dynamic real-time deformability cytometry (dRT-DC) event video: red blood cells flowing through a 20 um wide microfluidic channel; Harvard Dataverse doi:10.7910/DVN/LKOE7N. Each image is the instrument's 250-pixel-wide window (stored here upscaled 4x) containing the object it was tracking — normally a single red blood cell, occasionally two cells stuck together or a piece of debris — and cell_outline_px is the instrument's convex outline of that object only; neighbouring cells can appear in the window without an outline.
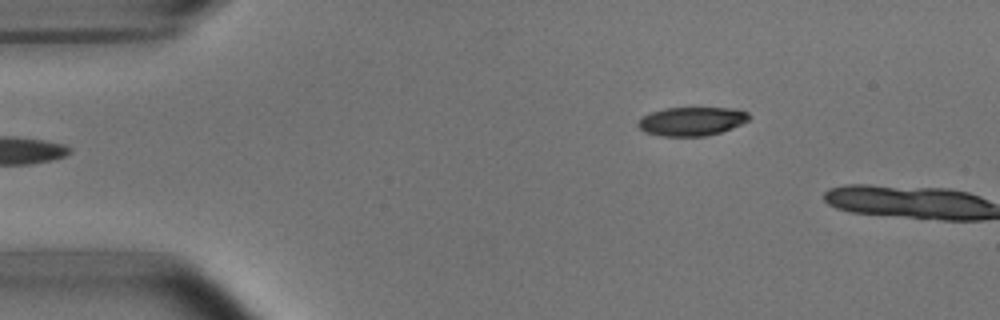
{"species": "common noctule bat (a hibernating species)", "species_latin": "Nyctalus noctula", "temperature_condition": "room temperature", "stored_images_in_passage": 6, "camera_frame_rate_fps": 3000, "um_per_image_px": 0.085, "animal": {"sex": "male", "body_mass_g": 15.6}, "frame": {"image": 1, "passage_image": 6, "time_ms": 1.667, "image_size_px": [1000, 320], "cell_outline_px": [[752, 116], [748, 120], [732, 128], [720, 132], [704, 136], [660, 136], [644, 132], [636, 124], [644, 116], [652, 112], [664, 108], [732, 108], [748, 112]], "centroid_in_image_um": [58.8, 10.31], "position_along_channel_um": 26.2, "area_um2": 18.5}}